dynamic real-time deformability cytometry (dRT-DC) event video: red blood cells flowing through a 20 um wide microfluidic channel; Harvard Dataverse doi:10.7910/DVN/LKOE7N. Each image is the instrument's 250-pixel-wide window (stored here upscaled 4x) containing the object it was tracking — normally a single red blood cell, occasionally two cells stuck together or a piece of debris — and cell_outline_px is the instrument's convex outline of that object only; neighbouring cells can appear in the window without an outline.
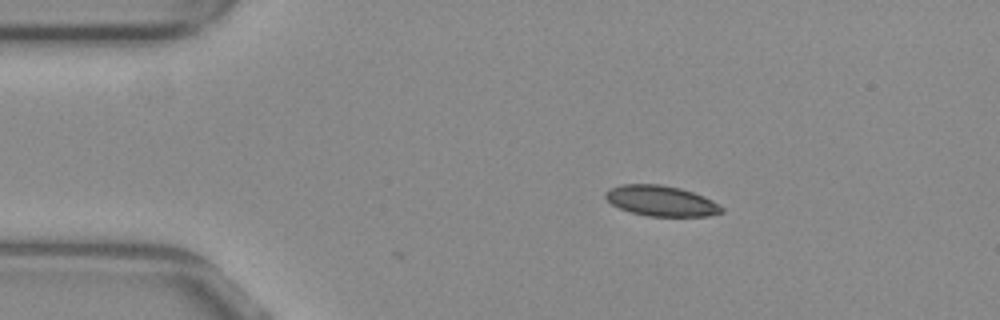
{"species": "common noctule bat (a hibernating species)", "species_latin": "Nyctalus noctula", "temperature_condition": "warm", "stored_images_in_passage": 28, "camera_frame_rate_fps": 3000, "um_per_image_px": 0.085, "animal": {"sex": "female", "body_mass_g": 29.2, "forearm_length_mm": 56.3}, "frame": {"image": 1, "passage_image": 1, "time_ms": 0.0, "image_size_px": [1000, 320], "cell_outline_px": [[724, 212], [708, 216], [648, 216], [632, 212], [620, 208], [612, 204], [604, 196], [604, 192], [608, 188], [620, 184], [660, 184], [680, 188], [704, 196], [712, 200], [724, 208]], "centroid_in_image_um": [56.19, 17.06], "position_along_channel_um": 28.8, "area_um2": 20.69}}
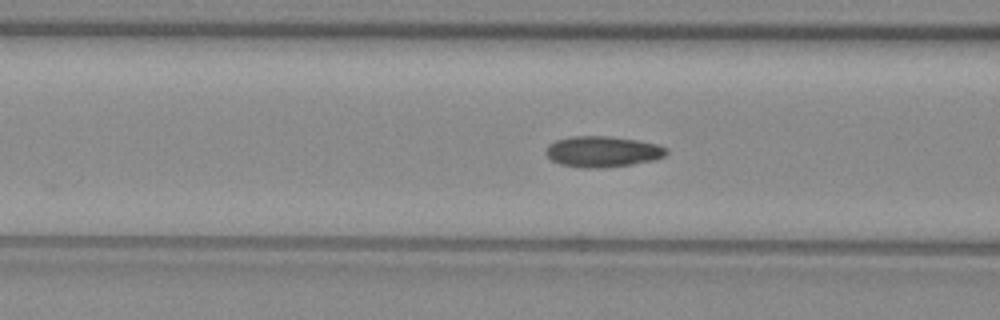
{"frame": {"image": 2, "passage_image": 12, "time_ms": 3.667, "image_size_px": [1000, 320], "cell_outline_px": [[668, 152], [664, 156], [656, 160], [632, 164], [604, 168], [584, 168], [560, 164], [552, 160], [544, 152], [548, 144], [556, 140], [572, 136], [608, 136], [636, 140], [660, 144], [668, 148]], "centroid_in_image_um": [51.24, 12.89], "position_along_channel_um": 115.4, "area_um2": 21.91}}
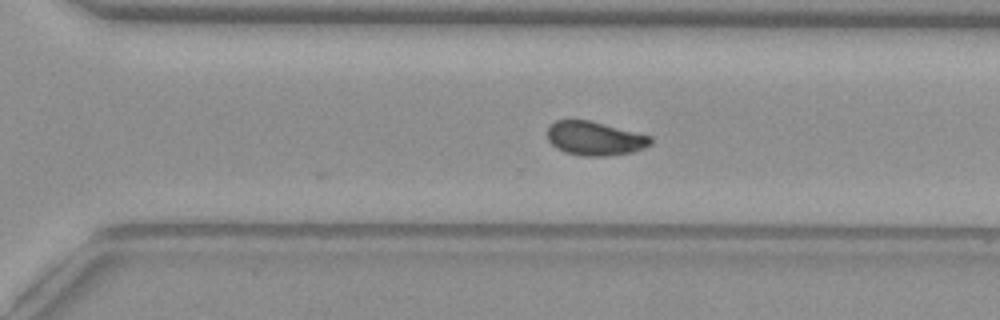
{"frame": {"image": 3, "passage_image": 28, "time_ms": 9.0, "image_size_px": [1000, 320], "cell_outline_px": [[652, 144], [644, 148], [632, 152], [608, 156], [580, 156], [564, 152], [556, 148], [548, 140], [548, 124], [556, 120], [592, 120], [652, 136]], "centroid_in_image_um": [50.56, 11.76], "position_along_channel_um": 320.0, "area_um2": 20.75}}